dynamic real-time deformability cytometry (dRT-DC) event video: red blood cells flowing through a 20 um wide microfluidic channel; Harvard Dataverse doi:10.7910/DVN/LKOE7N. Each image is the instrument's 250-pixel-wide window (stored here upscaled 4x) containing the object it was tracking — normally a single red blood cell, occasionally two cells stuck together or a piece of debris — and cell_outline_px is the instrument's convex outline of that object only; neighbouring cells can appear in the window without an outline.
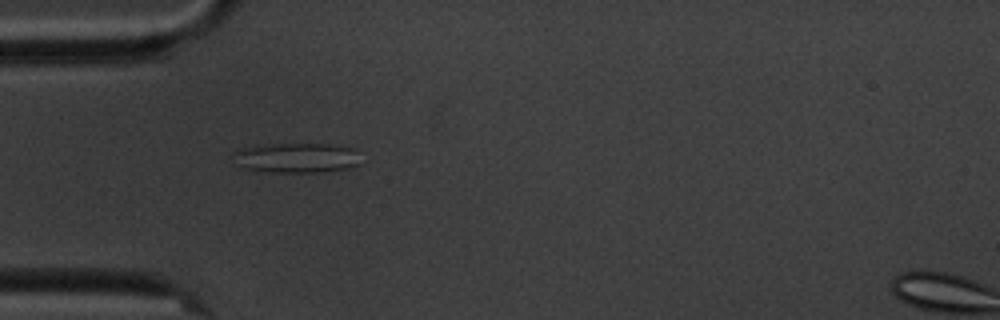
{"species": "common noctule bat (a hibernating species)", "species_latin": "Nyctalus noctula", "temperature_condition": "cold", "stored_images_in_passage": 4, "camera_frame_rate_fps": 3000, "um_per_image_px": 0.085, "animal": {"sex": "male", "body_mass_g": 20.1, "forearm_length_mm": 53.5}, "frame": {"image": 1, "passage_image": 3, "time_ms": 2.333, "image_size_px": [1000, 320], "cell_outline_px": [[360, 164], [348, 168], [316, 172], [268, 172], [244, 168], [236, 164], [232, 152], [244, 148], [272, 144], [328, 144], [352, 148], [356, 152]], "centroid_in_image_um": [25.18, 13.42], "position_along_channel_um": 59.8, "area_um2": 21.96}}
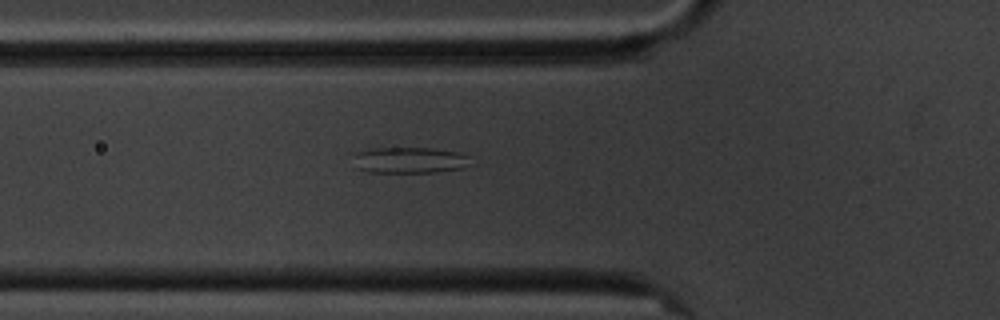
{"frame": {"image": 2, "passage_image": 4, "time_ms": 3.333, "image_size_px": [1000, 320], "cell_outline_px": [[476, 164], [464, 168], [436, 172], [368, 172], [356, 168], [356, 152], [372, 148], [432, 148], [460, 152], [468, 156]], "centroid_in_image_um": [34.93, 13.61], "position_along_channel_um": 90.9, "area_um2": 18.03}}